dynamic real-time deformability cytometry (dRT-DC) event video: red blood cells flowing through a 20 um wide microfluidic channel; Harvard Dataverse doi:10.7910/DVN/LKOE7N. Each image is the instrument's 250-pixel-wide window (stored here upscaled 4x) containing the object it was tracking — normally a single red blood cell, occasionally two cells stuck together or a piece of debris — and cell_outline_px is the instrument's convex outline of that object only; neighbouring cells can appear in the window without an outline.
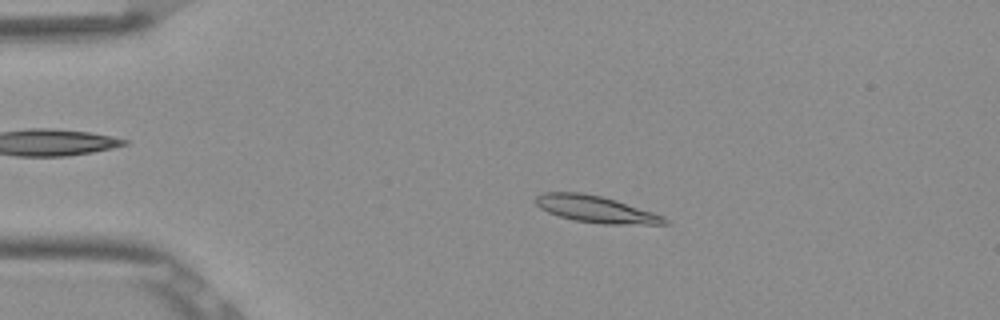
{"species": "Egyptian fruit bat (a non-hibernating species)", "species_latin": "Rousettus aegyptiacus", "temperature_condition": "room temperature", "stored_images_in_passage": 52, "camera_frame_rate_fps": 3000, "um_per_image_px": 0.085, "frame": {"image": 1, "passage_image": 10, "time_ms": 3.0, "image_size_px": [1000, 320], "cell_outline_px": [[672, 224], [600, 224], [576, 220], [560, 216], [548, 212], [540, 208], [536, 204], [536, 196], [544, 192], [584, 192], [604, 196], [664, 216]], "centroid_in_image_um": [50.66, 17.77], "position_along_channel_um": 34.3, "area_um2": 20.11}}
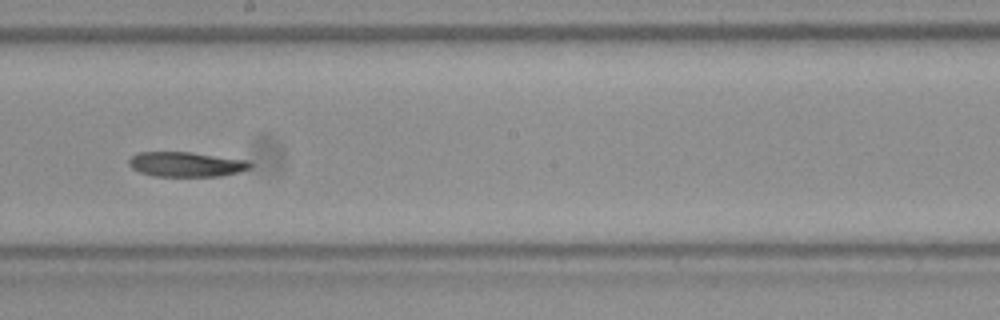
{"frame": {"image": 2, "passage_image": 29, "time_ms": 9.333, "image_size_px": [1000, 320], "cell_outline_px": [[252, 164], [248, 168], [240, 172], [220, 176], [152, 176], [140, 172], [132, 168], [128, 164], [128, 160], [136, 152], [192, 152], [248, 160]], "centroid_in_image_um": [15.8, 13.96], "position_along_channel_um": 232.4, "area_um2": 17.63}}
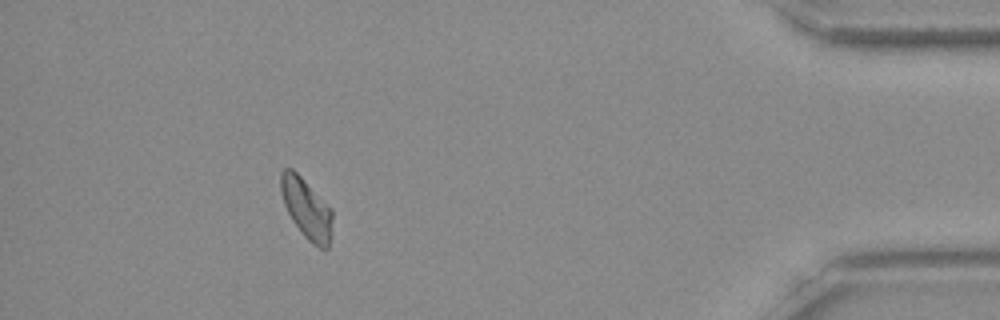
{"frame": {"image": 3, "passage_image": 47, "time_ms": 15.333, "image_size_px": [1000, 320], "cell_outline_px": [[332, 236], [328, 248], [320, 248], [312, 244], [304, 236], [292, 220], [284, 204], [280, 192], [280, 172], [284, 168], [292, 168], [332, 208]], "centroid_in_image_um": [26.06, 17.73], "position_along_channel_um": 409.1, "area_um2": 18.21}}